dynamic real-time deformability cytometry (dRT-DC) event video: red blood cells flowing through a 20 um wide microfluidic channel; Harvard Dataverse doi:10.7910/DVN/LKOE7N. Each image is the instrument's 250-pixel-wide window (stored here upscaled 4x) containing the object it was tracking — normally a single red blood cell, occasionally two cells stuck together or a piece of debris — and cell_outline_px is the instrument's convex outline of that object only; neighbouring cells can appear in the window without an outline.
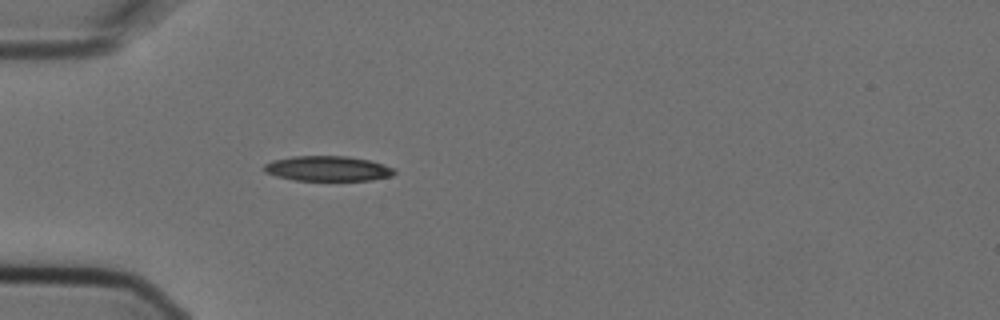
{"species": "Egyptian fruit bat (a non-hibernating species)", "species_latin": "Rousettus aegyptiacus", "temperature_condition": "cold", "stored_images_in_passage": 4, "camera_frame_rate_fps": 3000, "um_per_image_px": 0.085, "animal": {"sex": "female"}, "frame": {"image": 1, "passage_image": 4, "time_ms": 1.0, "image_size_px": [1000, 320], "cell_outline_px": [[396, 172], [392, 176], [372, 180], [296, 180], [276, 176], [264, 172], [264, 164], [272, 160], [292, 156], [348, 156], [368, 160], [392, 168]], "centroid_in_image_um": [27.81, 14.32], "position_along_channel_um": 57.2, "area_um2": 18.9}}